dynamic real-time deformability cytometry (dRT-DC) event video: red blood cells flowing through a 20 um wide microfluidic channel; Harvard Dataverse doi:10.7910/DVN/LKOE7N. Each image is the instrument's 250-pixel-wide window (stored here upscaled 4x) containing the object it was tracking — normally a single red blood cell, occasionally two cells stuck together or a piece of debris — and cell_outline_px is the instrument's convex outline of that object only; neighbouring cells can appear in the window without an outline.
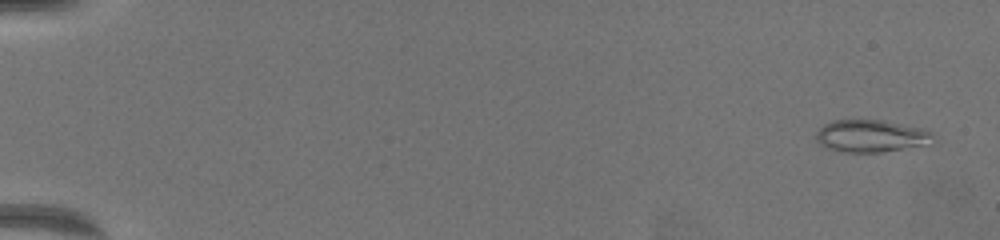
{"species": "common noctule bat (a hibernating species)", "species_latin": "Nyctalus noctula", "temperature_condition": "warm", "stored_images_in_passage": 64, "camera_frame_rate_fps": 3000, "um_per_image_px": 0.085, "animal": {"sex": "female", "body_mass_g": 19.5, "forearm_length_mm": 54.1}, "frame": {"image": 1, "passage_image": 3, "time_ms": 0.667, "image_size_px": [1000, 240], "cell_outline_px": [[932, 136], [924, 144], [880, 152], [840, 152], [828, 148], [820, 144], [816, 140], [816, 132], [824, 124], [832, 120], [884, 120], [924, 128], [932, 132]], "centroid_in_image_um": [73.96, 11.54], "position_along_channel_um": 11.0, "area_um2": 21.73}}
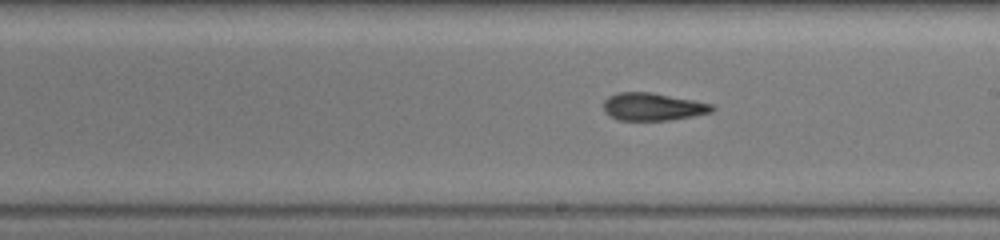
{"frame": {"image": 2, "passage_image": 39, "time_ms": 12.667, "image_size_px": [1000, 240], "cell_outline_px": [[716, 108], [712, 112], [692, 116], [668, 120], [616, 120], [604, 112], [604, 100], [608, 96], [620, 92], [652, 92], [712, 104]], "centroid_in_image_um": [55.46, 9.07], "position_along_channel_um": 233.5, "area_um2": 17.46}}
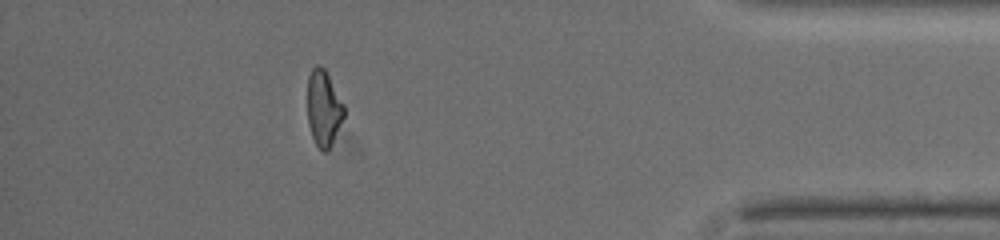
{"frame": {"image": 3, "passage_image": 58, "time_ms": 19.0, "image_size_px": [1000, 240], "cell_outline_px": [[344, 116], [332, 144], [328, 152], [324, 152], [316, 144], [312, 136], [308, 124], [308, 76], [312, 68], [316, 64], [320, 64], [324, 68], [344, 104]], "centroid_in_image_um": [27.5, 9.2], "position_along_channel_um": 407.7, "area_um2": 16.13}, "authors_computed_cell_mechanics": {"area_um2": 18.1203, "velocity_mm_per_s": 3.3543, "shape_relaxation_time_tau1_ms": null, "shape_relaxation_time_tau2_ms": 2.8385, "deformation_change_tau1": null, "deformation_change_tau2": 0.11}}